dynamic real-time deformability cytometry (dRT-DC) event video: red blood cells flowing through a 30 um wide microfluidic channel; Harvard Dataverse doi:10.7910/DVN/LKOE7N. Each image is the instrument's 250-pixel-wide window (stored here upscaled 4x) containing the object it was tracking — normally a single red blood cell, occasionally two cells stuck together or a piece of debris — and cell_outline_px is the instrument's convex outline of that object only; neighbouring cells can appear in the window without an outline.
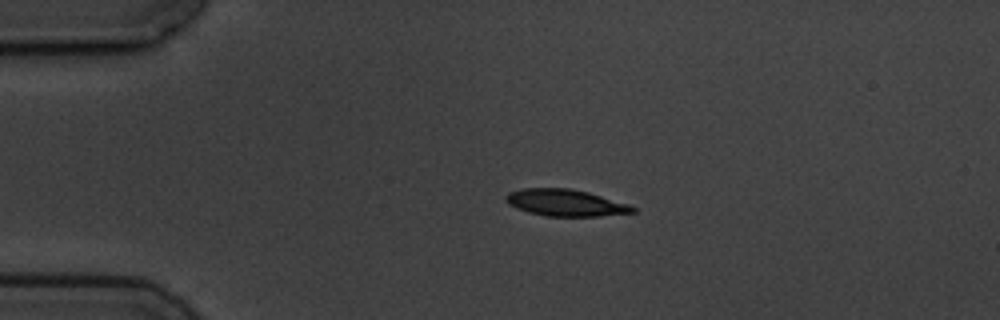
{"species": "common noctule bat (a hibernating species)", "species_latin": "Nyctalus noctula", "temperature_condition": "cold", "stored_images_in_passage": 5, "camera_frame_rate_fps": 3000, "um_per_image_px": 0.085, "animal": {"sex": "male", "body_mass_g": 19.5, "forearm_length_mm": 54.6}, "frame": {"image": 1, "passage_image": 3, "time_ms": 2.333, "image_size_px": [1000, 320], "cell_outline_px": [[636, 212], [600, 216], [548, 216], [528, 212], [516, 208], [508, 204], [504, 200], [504, 196], [508, 192], [524, 188], [568, 188], [588, 192], [628, 204], [636, 208]], "centroid_in_image_um": [48.03, 17.23], "position_along_channel_um": 37.0, "area_um2": 19.77}}
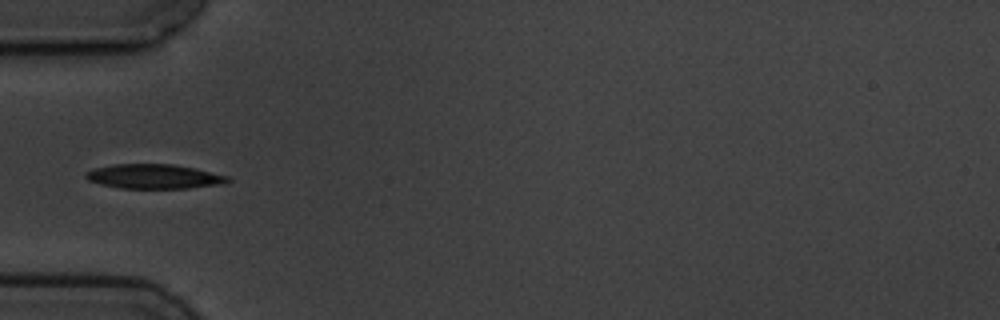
{"frame": {"image": 2, "passage_image": 5, "time_ms": 4.333, "image_size_px": [1000, 320], "cell_outline_px": [[232, 180], [224, 184], [188, 188], [120, 188], [100, 184], [88, 180], [84, 176], [84, 172], [92, 168], [112, 164], [172, 164], [196, 168], [228, 176]], "centroid_in_image_um": [13.07, 14.99], "position_along_channel_um": 71.9, "area_um2": 20.46}}